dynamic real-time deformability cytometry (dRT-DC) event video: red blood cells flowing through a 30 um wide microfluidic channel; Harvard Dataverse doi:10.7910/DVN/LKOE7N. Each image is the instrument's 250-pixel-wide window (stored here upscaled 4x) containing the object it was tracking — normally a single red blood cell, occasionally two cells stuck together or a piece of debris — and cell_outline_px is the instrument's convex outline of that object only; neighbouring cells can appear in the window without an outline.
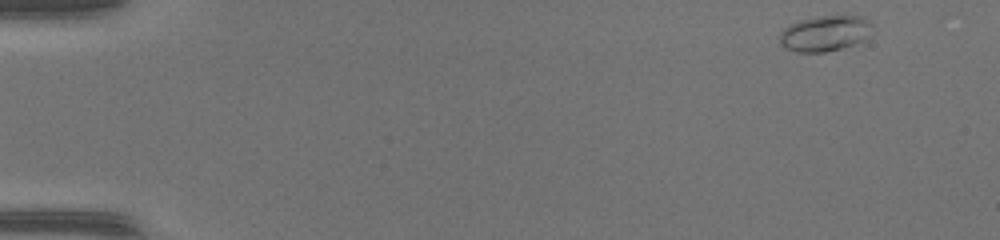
{"species": "common noctule bat (a hibernating species)", "species_latin": "Nyctalus noctula", "temperature_condition": "warm", "stored_images_in_passage": 14, "camera_frame_rate_fps": 3000, "um_per_image_px": 0.085, "animal": {"sex": "female", "body_mass_g": 17.0, "forearm_length_mm": 48.0}, "frame": {"image": 1, "passage_image": 1, "time_ms": 0.0, "image_size_px": [1000, 240], "cell_outline_px": [[872, 24], [864, 40], [840, 48], [824, 52], [796, 52], [784, 48], [780, 44], [776, 36], [784, 28], [800, 20], [816, 16], [860, 16], [868, 20]], "centroid_in_image_um": [70.03, 2.84], "position_along_channel_um": 15.0, "area_um2": 19.13}}
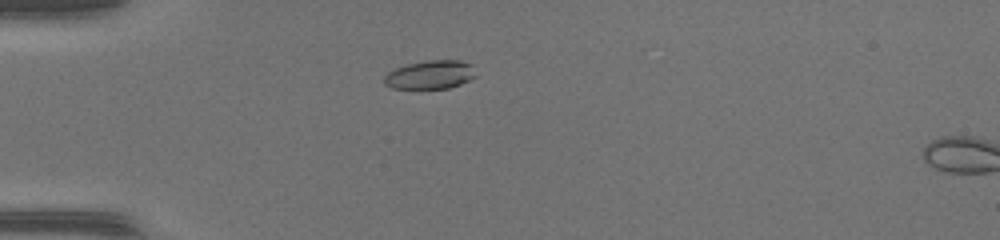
{"frame": {"image": 2, "passage_image": 12, "time_ms": 3.667, "image_size_px": [1000, 240], "cell_outline_px": [[476, 76], [460, 84], [448, 88], [392, 88], [384, 84], [384, 76], [388, 72], [396, 68], [408, 64], [428, 60], [460, 60], [472, 64]], "centroid_in_image_um": [36.57, 6.34], "position_along_channel_um": 48.4, "area_um2": 15.14}}